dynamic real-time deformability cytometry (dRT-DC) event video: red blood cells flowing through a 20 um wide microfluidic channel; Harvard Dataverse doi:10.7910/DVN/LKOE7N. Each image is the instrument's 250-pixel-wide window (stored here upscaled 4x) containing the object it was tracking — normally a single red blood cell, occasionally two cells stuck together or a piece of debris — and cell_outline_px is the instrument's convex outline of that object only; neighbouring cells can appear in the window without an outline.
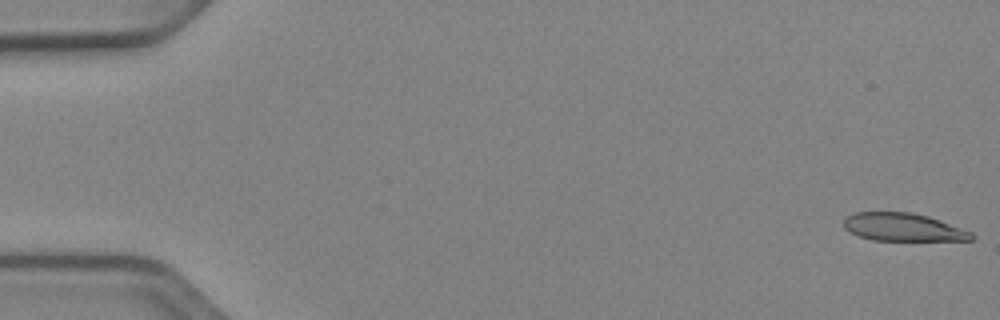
{"species": "Egyptian fruit bat (a non-hibernating species)", "species_latin": "Rousettus aegyptiacus", "temperature_condition": "cold", "stored_images_in_passage": 52, "camera_frame_rate_fps": 3000, "um_per_image_px": 0.085, "animal": {"sex": "female"}, "frame": {"image": 1, "passage_image": 1, "time_ms": 0.0, "image_size_px": [1000, 320], "cell_outline_px": [[976, 236], [972, 240], [872, 240], [860, 236], [844, 228], [844, 216], [852, 212], [912, 212], [928, 216], [940, 220], [972, 232]], "centroid_in_image_um": [76.75, 19.3], "position_along_channel_um": 8.2, "area_um2": 20.81}}
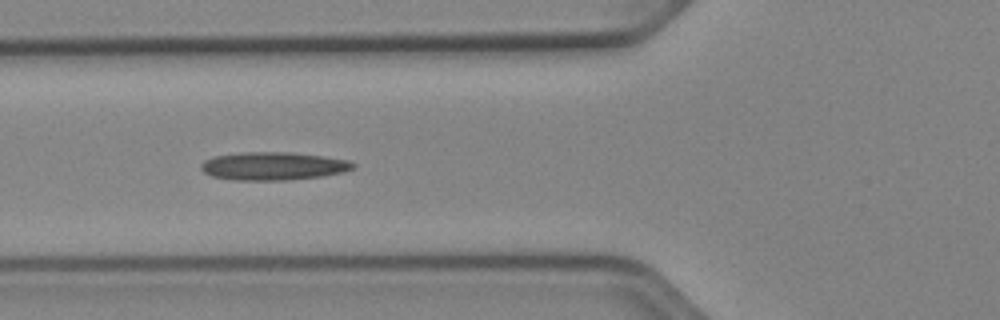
{"frame": {"image": 2, "passage_image": 20, "time_ms": 6.333, "image_size_px": [1000, 320], "cell_outline_px": [[356, 168], [344, 172], [324, 176], [284, 180], [236, 180], [212, 176], [204, 172], [200, 168], [200, 164], [204, 160], [216, 156], [240, 152], [288, 152], [324, 156], [348, 160], [356, 164]], "centroid_in_image_um": [23.25, 14.11], "position_along_channel_um": 102.5, "area_um2": 24.97}}
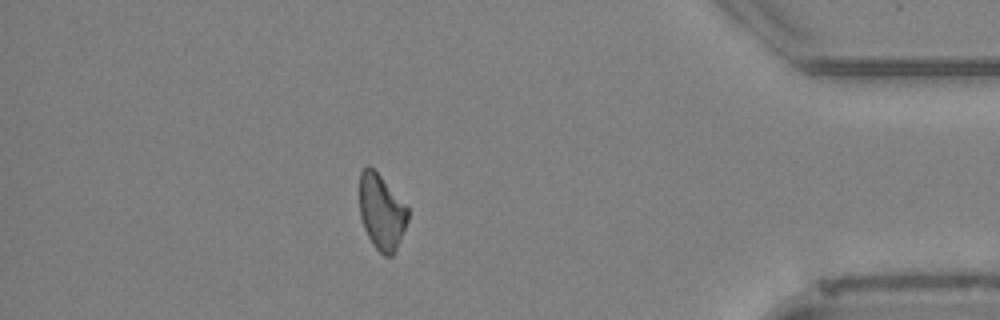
{"frame": {"image": 3, "passage_image": 46, "time_ms": 15.0, "image_size_px": [1000, 320], "cell_outline_px": [[408, 220], [400, 240], [392, 256], [384, 256], [372, 244], [364, 228], [360, 216], [360, 172], [368, 164], [380, 176], [408, 208]], "centroid_in_image_um": [32.42, 18.04], "position_along_channel_um": 402.8, "area_um2": 20.87}}